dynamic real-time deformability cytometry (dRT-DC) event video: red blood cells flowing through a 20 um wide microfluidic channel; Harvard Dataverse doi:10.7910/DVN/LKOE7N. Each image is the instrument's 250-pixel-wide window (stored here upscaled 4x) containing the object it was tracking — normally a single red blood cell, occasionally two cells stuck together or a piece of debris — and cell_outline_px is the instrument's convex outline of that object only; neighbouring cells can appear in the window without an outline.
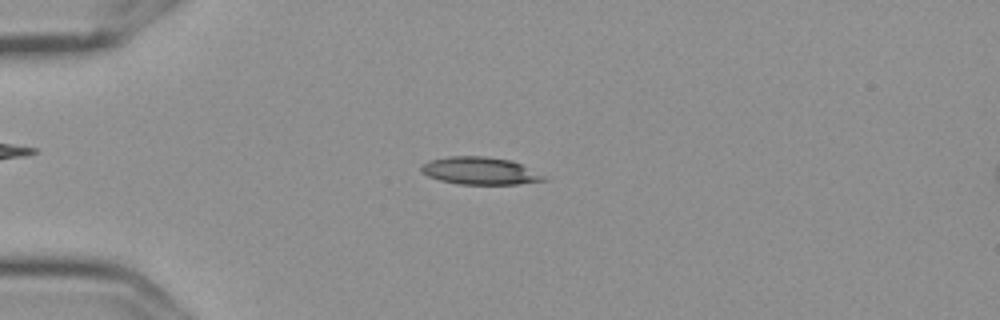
{"species": "Egyptian fruit bat (a non-hibernating species)", "species_latin": "Rousettus aegyptiacus", "temperature_condition": "cold", "stored_images_in_passage": 12, "camera_frame_rate_fps": 3000, "um_per_image_px": 0.085, "frame": {"image": 1, "passage_image": 3, "time_ms": 0.667, "image_size_px": [1000, 320], "cell_outline_px": [[548, 180], [516, 184], [460, 184], [440, 180], [428, 176], [420, 172], [420, 164], [428, 160], [448, 156], [484, 156], [512, 160], [544, 176]], "centroid_in_image_um": [40.72, 14.51], "position_along_channel_um": 44.3, "area_um2": 19.59}}
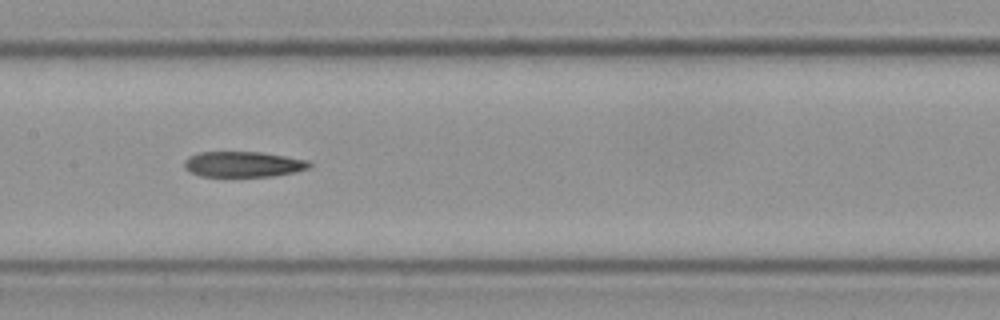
{"frame": {"image": 2, "passage_image": 7, "time_ms": 2.0, "image_size_px": [1000, 320], "cell_outline_px": [[312, 164], [308, 168], [296, 172], [272, 176], [200, 176], [184, 168], [184, 160], [188, 156], [200, 152], [260, 152], [308, 160]], "centroid_in_image_um": [20.66, 13.96], "position_along_channel_um": 186.7, "area_um2": 18.55}}
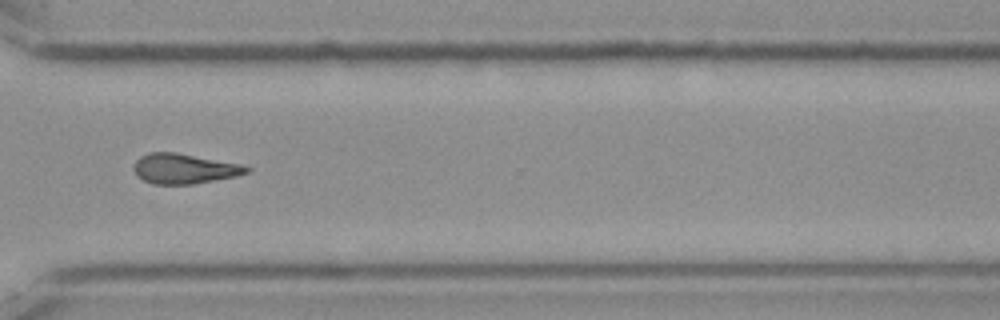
{"frame": {"image": 3, "passage_image": 11, "time_ms": 3.333, "image_size_px": [1000, 320], "cell_outline_px": [[252, 168], [248, 172], [236, 176], [192, 184], [152, 184], [136, 176], [132, 168], [136, 160], [140, 156], [148, 152], [176, 152], [240, 164]], "centroid_in_image_um": [15.61, 14.33], "position_along_channel_um": 355.0, "area_um2": 19.77}}